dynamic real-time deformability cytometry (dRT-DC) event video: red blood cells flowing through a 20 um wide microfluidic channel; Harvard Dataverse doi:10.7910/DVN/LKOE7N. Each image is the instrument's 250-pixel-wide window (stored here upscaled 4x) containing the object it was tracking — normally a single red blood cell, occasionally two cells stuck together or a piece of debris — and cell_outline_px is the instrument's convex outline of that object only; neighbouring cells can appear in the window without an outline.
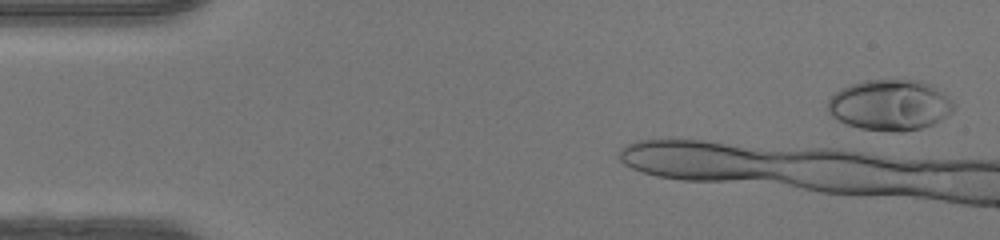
{"species": "human", "species_latin": "Homo sapiens", "temperature_condition": "warm", "stored_images_in_passage": 36, "camera_frame_rate_fps": 3000, "um_per_image_px": 0.085, "donor": {"sex": "female"}, "frame": {"image": 1, "passage_image": 2, "time_ms": 0.333, "image_size_px": [1000, 240], "cell_outline_px": [[956, 104], [952, 112], [948, 116], [932, 124], [920, 128], [904, 132], [892, 132], [860, 128], [848, 124], [832, 116], [828, 112], [828, 100], [840, 88], [864, 80], [920, 80], [932, 84], [944, 92]], "centroid_in_image_um": [75.69, 8.92], "position_along_channel_um": 9.3, "area_um2": 37.51}}
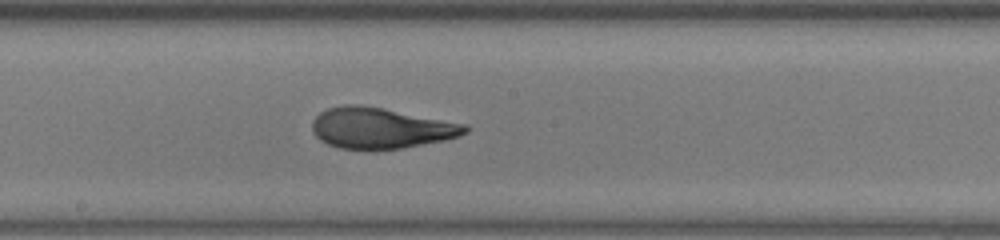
{"frame": {"image": 2, "passage_image": 20, "time_ms": 6.333, "image_size_px": [1000, 240], "cell_outline_px": [[468, 132], [460, 136], [444, 140], [404, 148], [340, 148], [328, 144], [320, 140], [312, 132], [312, 120], [320, 112], [328, 108], [344, 104], [356, 104], [380, 108], [468, 124]], "centroid_in_image_um": [32.36, 10.87], "position_along_channel_um": 215.8, "area_um2": 36.01}}
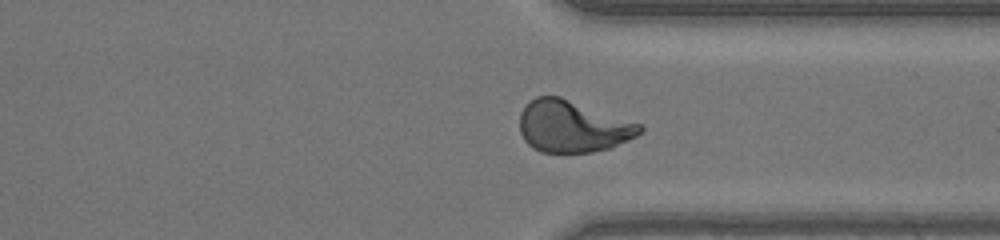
{"frame": {"image": 3, "passage_image": 30, "time_ms": 9.667, "image_size_px": [1000, 240], "cell_outline_px": [[644, 128], [636, 136], [612, 148], [592, 152], [540, 152], [532, 148], [524, 140], [520, 132], [520, 112], [524, 104], [528, 100], [536, 96], [560, 96], [640, 124]], "centroid_in_image_um": [48.62, 10.74], "position_along_channel_um": 362.8, "area_um2": 36.36}, "authors_computed_cell_mechanics": {"area_um2": 36.2695, "velocity_mm_per_s": 4.395, "shape_relaxation_time_tau1_ms": 8.7702, "shape_relaxation_time_tau2_ms": 0.7836, "deformation_change_tau1": 0.3398, "deformation_change_tau2": 0.0721}}